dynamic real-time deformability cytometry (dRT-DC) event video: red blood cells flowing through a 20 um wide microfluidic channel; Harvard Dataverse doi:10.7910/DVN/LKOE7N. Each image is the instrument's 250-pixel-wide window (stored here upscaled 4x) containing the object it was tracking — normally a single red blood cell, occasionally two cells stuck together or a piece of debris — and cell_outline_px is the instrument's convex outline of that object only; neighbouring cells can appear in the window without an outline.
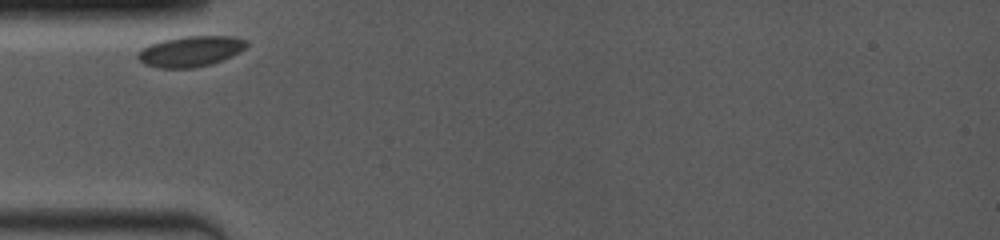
{"species": "common noctule bat (a hibernating species)", "species_latin": "Nyctalus noctula", "temperature_condition": "room temperature", "stored_images_in_passage": 4, "camera_frame_rate_fps": 4000, "um_per_image_px": 0.085, "animal": {"sex": "female", "body_mass_g": 19.0, "forearm_length_mm": 53.3}, "frame": {"image": 1, "passage_image": 1, "time_ms": 0.0, "image_size_px": [1000, 240], "cell_outline_px": [[248, 44], [240, 52], [220, 60], [208, 64], [192, 68], [160, 68], [144, 64], [136, 56], [136, 52], [152, 44], [164, 40], [184, 36], [232, 36], [248, 40]], "centroid_in_image_um": [16.2, 4.35], "position_along_channel_um": 68.8, "area_um2": 19.13}}
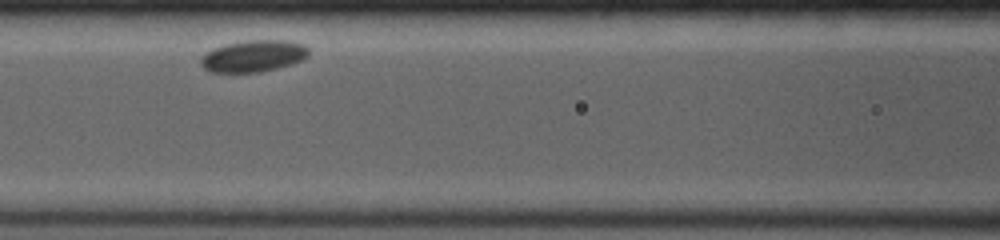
{"frame": {"image": 2, "passage_image": 3, "time_ms": 2.25, "image_size_px": [1000, 240], "cell_outline_px": [[308, 56], [292, 64], [260, 72], [212, 72], [204, 68], [200, 64], [200, 60], [212, 48], [224, 44], [244, 40], [288, 40], [304, 44], [308, 48]], "centroid_in_image_um": [21.55, 4.75], "position_along_channel_um": 145.1, "area_um2": 19.94}}
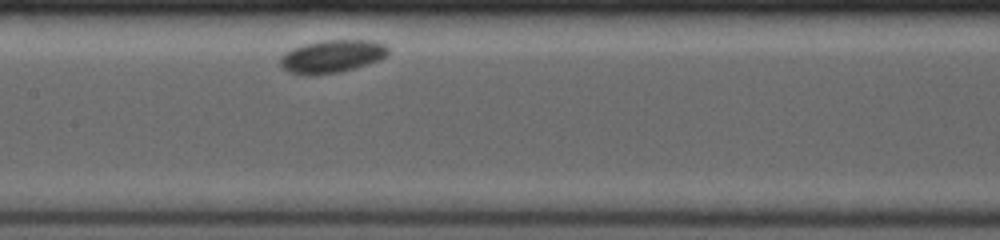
{"frame": {"image": 3, "passage_image": 4, "time_ms": 3.25, "image_size_px": [1000, 240], "cell_outline_px": [[388, 52], [380, 60], [356, 68], [340, 72], [312, 76], [304, 76], [288, 72], [280, 64], [280, 56], [284, 52], [292, 48], [304, 44], [320, 40], [372, 40], [384, 44], [388, 48]], "centroid_in_image_um": [28.18, 4.8], "position_along_channel_um": 179.2, "area_um2": 20.98}}